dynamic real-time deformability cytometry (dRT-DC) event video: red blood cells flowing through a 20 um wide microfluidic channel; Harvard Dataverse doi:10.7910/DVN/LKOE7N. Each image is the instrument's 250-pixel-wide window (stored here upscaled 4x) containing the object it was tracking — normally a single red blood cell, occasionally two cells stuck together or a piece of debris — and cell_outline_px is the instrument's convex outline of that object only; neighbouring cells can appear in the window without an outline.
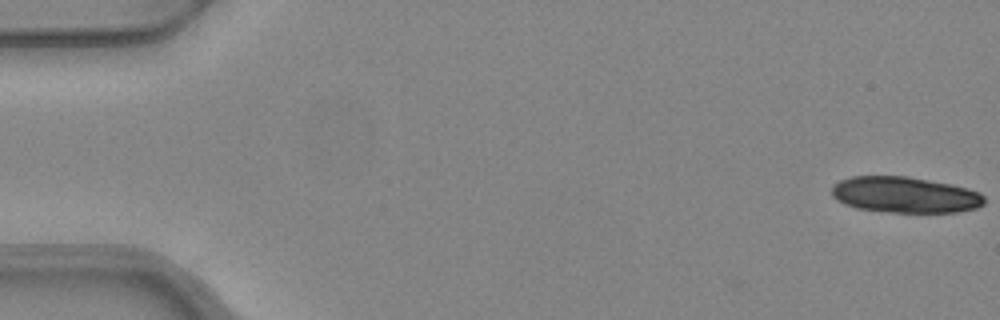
{"species": "common noctule bat (a hibernating species)", "species_latin": "Nyctalus noctula", "temperature_condition": "warm", "stored_images_in_passage": 5, "camera_frame_rate_fps": 3000, "um_per_image_px": 0.085, "animal": {"sex": "female", "body_mass_g": 24.6, "forearm_length_mm": 56.2}, "frame": {"image": 1, "passage_image": 1, "time_ms": 0.0, "image_size_px": [1000, 320], "cell_outline_px": [[984, 204], [976, 208], [956, 212], [892, 212], [856, 208], [844, 204], [836, 200], [832, 196], [832, 184], [840, 180], [852, 176], [908, 176], [952, 184], [968, 188], [980, 192], [984, 196]], "centroid_in_image_um": [76.91, 16.55], "position_along_channel_um": 8.1, "area_um2": 32.19}}